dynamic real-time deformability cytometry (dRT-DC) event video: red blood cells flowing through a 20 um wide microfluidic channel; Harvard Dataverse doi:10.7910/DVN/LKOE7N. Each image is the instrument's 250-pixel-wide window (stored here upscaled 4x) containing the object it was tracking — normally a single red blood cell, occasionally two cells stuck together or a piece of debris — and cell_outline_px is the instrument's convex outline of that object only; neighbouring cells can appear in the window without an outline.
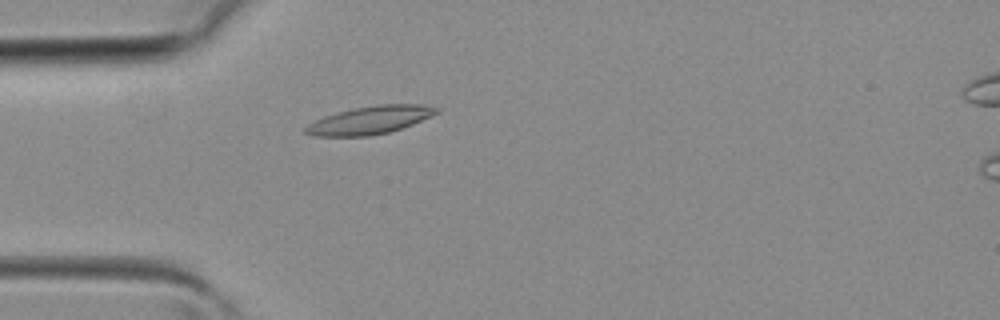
{"species": "common noctule bat (a hibernating species)", "species_latin": "Nyctalus noctula", "temperature_condition": "room temperature", "stored_images_in_passage": 40, "camera_frame_rate_fps": 3000, "um_per_image_px": 0.085, "animal": {"sex": "female", "body_mass_g": 19.3, "forearm_length_mm": 54.1}, "frame": {"image": 1, "passage_image": 12, "time_ms": 3.667, "image_size_px": [1000, 320], "cell_outline_px": [[440, 112], [432, 116], [412, 124], [388, 132], [368, 136], [312, 136], [304, 132], [304, 128], [308, 124], [324, 116], [352, 108], [376, 104], [424, 104], [440, 108]], "centroid_in_image_um": [31.46, 10.19], "position_along_channel_um": 53.5, "area_um2": 21.39}}
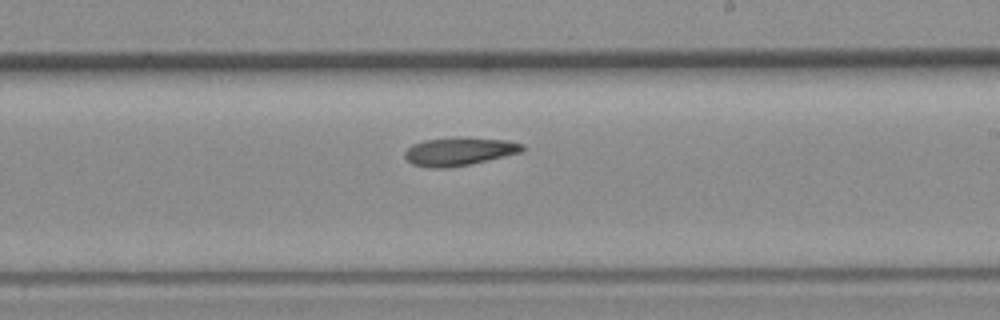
{"frame": {"image": 2, "passage_image": 24, "time_ms": 7.667, "image_size_px": [1000, 320], "cell_outline_px": [[524, 148], [520, 152], [472, 164], [448, 168], [428, 168], [412, 164], [404, 156], [404, 152], [412, 144], [424, 140], [508, 140], [524, 144]], "centroid_in_image_um": [38.98, 12.93], "position_along_channel_um": 250.0, "area_um2": 18.38}}
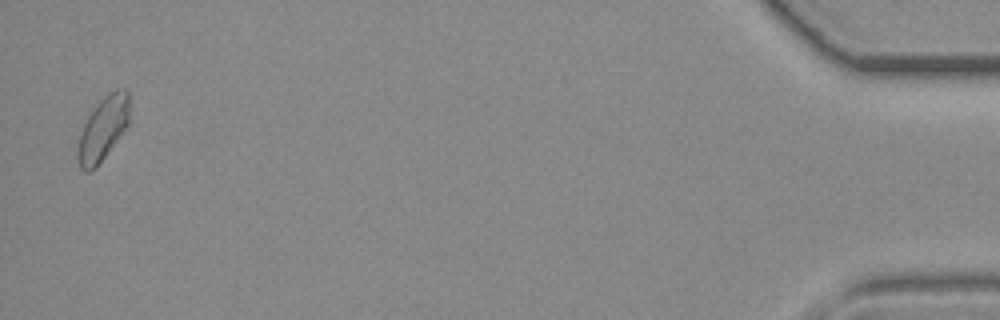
{"frame": {"image": 3, "passage_image": 40, "time_ms": 13.0, "image_size_px": [1000, 320], "cell_outline_px": [[128, 124], [96, 168], [88, 172], [84, 172], [80, 168], [76, 156], [76, 148], [80, 132], [88, 116], [100, 100], [108, 92], [116, 88], [128, 88]], "centroid_in_image_um": [8.71, 10.95], "position_along_channel_um": 426.5, "area_um2": 19.19}}